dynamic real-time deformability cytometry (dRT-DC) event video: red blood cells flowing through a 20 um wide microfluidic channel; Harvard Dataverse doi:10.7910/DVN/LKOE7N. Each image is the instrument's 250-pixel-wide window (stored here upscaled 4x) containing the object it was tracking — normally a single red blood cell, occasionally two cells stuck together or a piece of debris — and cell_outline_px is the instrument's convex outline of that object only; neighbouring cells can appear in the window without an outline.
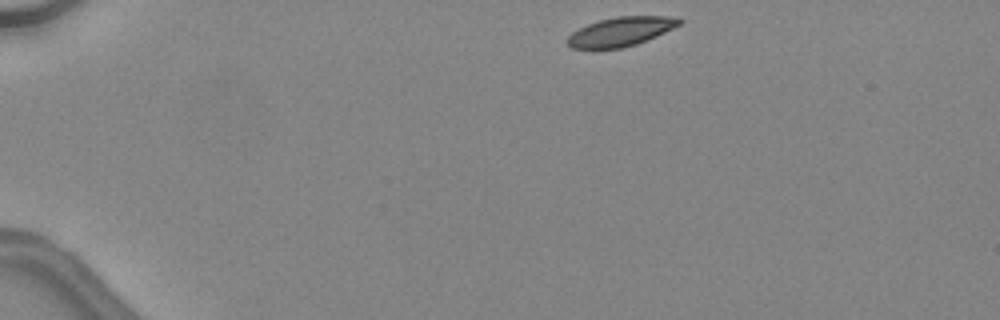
{"species": "common noctule bat (a hibernating species)", "species_latin": "Nyctalus noctula", "temperature_condition": "warm", "stored_images_in_passage": 38, "camera_frame_rate_fps": 3000, "um_per_image_px": 0.085, "animal": {"sex": "female", "body_mass_g": 24.6, "forearm_length_mm": 56.2}, "frame": {"image": 1, "passage_image": 1, "time_ms": 0.0, "image_size_px": [1000, 320], "cell_outline_px": [[684, 20], [680, 24], [656, 36], [636, 44], [620, 48], [572, 48], [564, 40], [572, 32], [588, 24], [600, 20], [616, 16], [668, 16]], "centroid_in_image_um": [52.74, 2.68], "position_along_channel_um": 32.3, "area_um2": 18.73}}
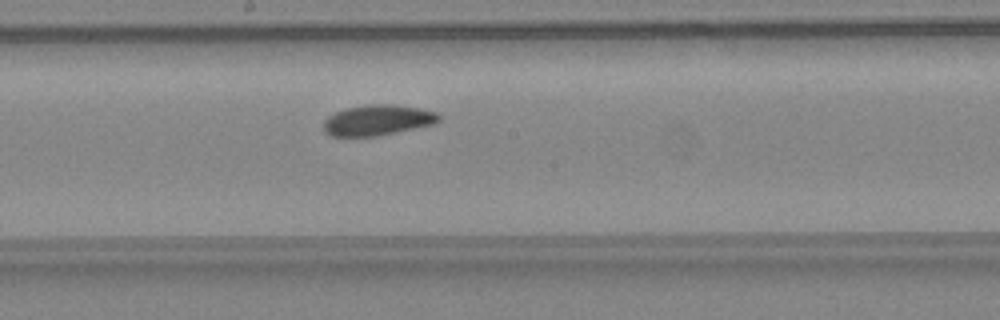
{"frame": {"image": 2, "passage_image": 19, "time_ms": 6.0, "image_size_px": [1000, 320], "cell_outline_px": [[440, 120], [432, 124], [396, 132], [376, 136], [332, 136], [324, 132], [324, 120], [328, 116], [344, 108], [368, 104], [388, 104], [420, 108], [436, 112], [440, 116]], "centroid_in_image_um": [32.07, 10.2], "position_along_channel_um": 216.1, "area_um2": 20.4}}
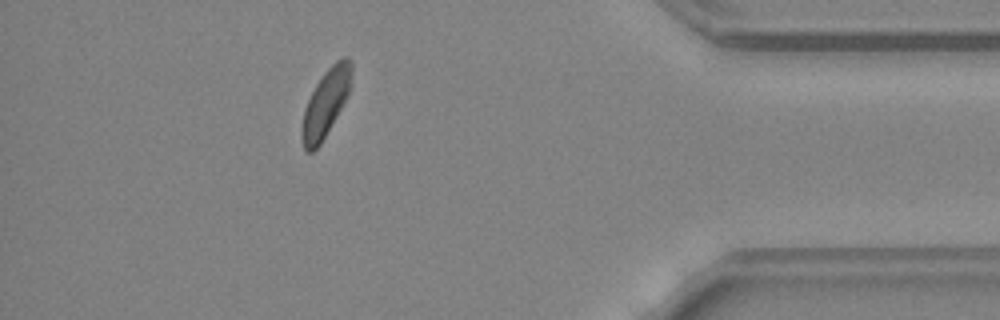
{"frame": {"image": 3, "passage_image": 34, "time_ms": 11.0, "image_size_px": [1000, 320], "cell_outline_px": [[352, 84], [348, 96], [320, 144], [312, 152], [308, 152], [304, 148], [300, 140], [300, 128], [304, 108], [316, 84], [324, 72], [336, 60], [344, 56], [348, 56], [352, 64]], "centroid_in_image_um": [27.68, 8.74], "position_along_channel_um": 407.5, "area_um2": 19.65}, "authors_computed_cell_mechanics": {"area_um2": 20.23, "velocity_mm_per_s": 4.5086, "shape_relaxation_time_tau1_ms": 3.1068, "shape_relaxation_time_tau2_ms": 4.5543, "deformation_change_tau1": 0.0931, "deformation_change_tau2": 0.0891}}